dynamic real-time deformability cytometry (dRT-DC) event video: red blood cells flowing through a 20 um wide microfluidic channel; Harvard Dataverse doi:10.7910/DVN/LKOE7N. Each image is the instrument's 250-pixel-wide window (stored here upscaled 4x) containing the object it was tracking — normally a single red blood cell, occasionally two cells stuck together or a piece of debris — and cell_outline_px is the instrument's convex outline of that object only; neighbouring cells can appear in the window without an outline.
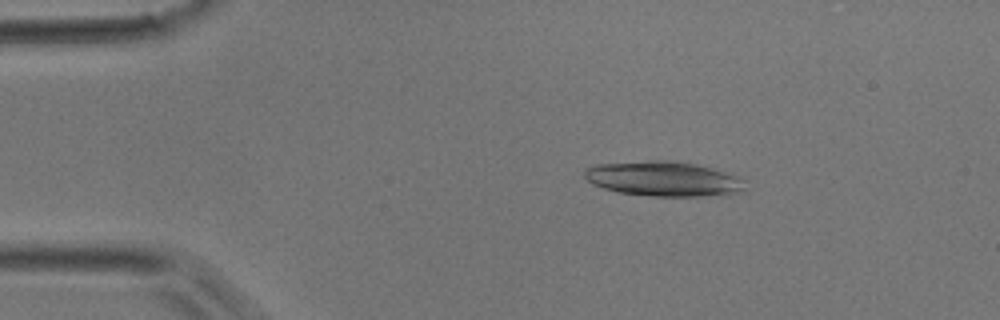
{"species": "common noctule bat (a hibernating species)", "species_latin": "Nyctalus noctula", "temperature_condition": "room temperature", "stored_images_in_passage": 12, "camera_frame_rate_fps": 3000, "um_per_image_px": 0.085, "animal": {"sex": "male", "body_mass_g": 17.9}, "frame": {"image": 1, "passage_image": 6, "time_ms": 1.667, "image_size_px": [1000, 320], "cell_outline_px": [[744, 192], [720, 196], [652, 196], [616, 192], [592, 184], [584, 176], [584, 168], [596, 164], [652, 160], [668, 160], [696, 164], [732, 172], [740, 176], [744, 180]], "centroid_in_image_um": [56.47, 15.2], "position_along_channel_um": 28.5, "area_um2": 33.29}}